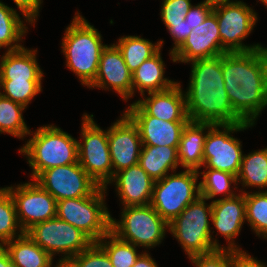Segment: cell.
Returning <instances> with one entry per match:
<instances>
[{"instance_id": "cell-11", "label": "cell", "mask_w": 267, "mask_h": 267, "mask_svg": "<svg viewBox=\"0 0 267 267\" xmlns=\"http://www.w3.org/2000/svg\"><path fill=\"white\" fill-rule=\"evenodd\" d=\"M254 126L252 123L215 124L207 130L203 149V166L237 176L243 158L241 141L231 135ZM222 128V130L220 129ZM231 132V133H230Z\"/></svg>"}, {"instance_id": "cell-6", "label": "cell", "mask_w": 267, "mask_h": 267, "mask_svg": "<svg viewBox=\"0 0 267 267\" xmlns=\"http://www.w3.org/2000/svg\"><path fill=\"white\" fill-rule=\"evenodd\" d=\"M105 187L91 195L57 201L56 217L81 230L93 242L111 231V215L105 205Z\"/></svg>"}, {"instance_id": "cell-41", "label": "cell", "mask_w": 267, "mask_h": 267, "mask_svg": "<svg viewBox=\"0 0 267 267\" xmlns=\"http://www.w3.org/2000/svg\"><path fill=\"white\" fill-rule=\"evenodd\" d=\"M17 8L22 12L23 17L26 18V22L33 25L36 22V18L39 14V9L42 0H13Z\"/></svg>"}, {"instance_id": "cell-31", "label": "cell", "mask_w": 267, "mask_h": 267, "mask_svg": "<svg viewBox=\"0 0 267 267\" xmlns=\"http://www.w3.org/2000/svg\"><path fill=\"white\" fill-rule=\"evenodd\" d=\"M96 243L107 253L113 267H132L141 255L137 254V246L119 239L111 231Z\"/></svg>"}, {"instance_id": "cell-20", "label": "cell", "mask_w": 267, "mask_h": 267, "mask_svg": "<svg viewBox=\"0 0 267 267\" xmlns=\"http://www.w3.org/2000/svg\"><path fill=\"white\" fill-rule=\"evenodd\" d=\"M246 220V204L244 192L231 198L212 201L211 222L218 233L228 241L227 249L240 250L234 239L239 235Z\"/></svg>"}, {"instance_id": "cell-3", "label": "cell", "mask_w": 267, "mask_h": 267, "mask_svg": "<svg viewBox=\"0 0 267 267\" xmlns=\"http://www.w3.org/2000/svg\"><path fill=\"white\" fill-rule=\"evenodd\" d=\"M76 14L65 30L62 52L66 66L79 77L82 85L89 86L96 78L100 56L107 45L102 43L99 31L80 13Z\"/></svg>"}, {"instance_id": "cell-8", "label": "cell", "mask_w": 267, "mask_h": 267, "mask_svg": "<svg viewBox=\"0 0 267 267\" xmlns=\"http://www.w3.org/2000/svg\"><path fill=\"white\" fill-rule=\"evenodd\" d=\"M121 221L111 218V232L135 246L153 248L159 245L169 224L149 204L123 207Z\"/></svg>"}, {"instance_id": "cell-4", "label": "cell", "mask_w": 267, "mask_h": 267, "mask_svg": "<svg viewBox=\"0 0 267 267\" xmlns=\"http://www.w3.org/2000/svg\"><path fill=\"white\" fill-rule=\"evenodd\" d=\"M32 138L20 148L26 155L32 168V179H36L44 170L78 162V140L61 128L47 125L37 129Z\"/></svg>"}, {"instance_id": "cell-13", "label": "cell", "mask_w": 267, "mask_h": 267, "mask_svg": "<svg viewBox=\"0 0 267 267\" xmlns=\"http://www.w3.org/2000/svg\"><path fill=\"white\" fill-rule=\"evenodd\" d=\"M5 188L13 198L18 223L24 233L36 223L56 217L57 200L34 180Z\"/></svg>"}, {"instance_id": "cell-38", "label": "cell", "mask_w": 267, "mask_h": 267, "mask_svg": "<svg viewBox=\"0 0 267 267\" xmlns=\"http://www.w3.org/2000/svg\"><path fill=\"white\" fill-rule=\"evenodd\" d=\"M196 267H230L231 249H217L208 254L189 257Z\"/></svg>"}, {"instance_id": "cell-46", "label": "cell", "mask_w": 267, "mask_h": 267, "mask_svg": "<svg viewBox=\"0 0 267 267\" xmlns=\"http://www.w3.org/2000/svg\"><path fill=\"white\" fill-rule=\"evenodd\" d=\"M206 1L212 3L213 5L218 4V3L230 2V0H206Z\"/></svg>"}, {"instance_id": "cell-24", "label": "cell", "mask_w": 267, "mask_h": 267, "mask_svg": "<svg viewBox=\"0 0 267 267\" xmlns=\"http://www.w3.org/2000/svg\"><path fill=\"white\" fill-rule=\"evenodd\" d=\"M159 50L150 59L145 60L132 73L133 95L137 89L144 97V92H160L170 89L177 82L164 78L165 64Z\"/></svg>"}, {"instance_id": "cell-27", "label": "cell", "mask_w": 267, "mask_h": 267, "mask_svg": "<svg viewBox=\"0 0 267 267\" xmlns=\"http://www.w3.org/2000/svg\"><path fill=\"white\" fill-rule=\"evenodd\" d=\"M163 40L153 44L139 36H123L115 44L121 51L125 64L133 73L145 60L150 59L162 48Z\"/></svg>"}, {"instance_id": "cell-45", "label": "cell", "mask_w": 267, "mask_h": 267, "mask_svg": "<svg viewBox=\"0 0 267 267\" xmlns=\"http://www.w3.org/2000/svg\"><path fill=\"white\" fill-rule=\"evenodd\" d=\"M55 267H75L70 261H60Z\"/></svg>"}, {"instance_id": "cell-32", "label": "cell", "mask_w": 267, "mask_h": 267, "mask_svg": "<svg viewBox=\"0 0 267 267\" xmlns=\"http://www.w3.org/2000/svg\"><path fill=\"white\" fill-rule=\"evenodd\" d=\"M203 180L200 181V196L206 200L213 199L218 194H223L224 198H231L236 196L235 192L232 191L231 184L237 183V176L232 173L216 170L207 169L203 171Z\"/></svg>"}, {"instance_id": "cell-9", "label": "cell", "mask_w": 267, "mask_h": 267, "mask_svg": "<svg viewBox=\"0 0 267 267\" xmlns=\"http://www.w3.org/2000/svg\"><path fill=\"white\" fill-rule=\"evenodd\" d=\"M93 115H83L81 141H78V162L100 187H105L113 178V167L108 145V130H102L93 120Z\"/></svg>"}, {"instance_id": "cell-23", "label": "cell", "mask_w": 267, "mask_h": 267, "mask_svg": "<svg viewBox=\"0 0 267 267\" xmlns=\"http://www.w3.org/2000/svg\"><path fill=\"white\" fill-rule=\"evenodd\" d=\"M213 125L212 123L192 121L186 124L177 149L179 164L183 168L199 171V168L202 167L203 149L207 136L205 130H209Z\"/></svg>"}, {"instance_id": "cell-7", "label": "cell", "mask_w": 267, "mask_h": 267, "mask_svg": "<svg viewBox=\"0 0 267 267\" xmlns=\"http://www.w3.org/2000/svg\"><path fill=\"white\" fill-rule=\"evenodd\" d=\"M198 176L197 170L186 169L155 181L150 205L168 224L200 197Z\"/></svg>"}, {"instance_id": "cell-14", "label": "cell", "mask_w": 267, "mask_h": 267, "mask_svg": "<svg viewBox=\"0 0 267 267\" xmlns=\"http://www.w3.org/2000/svg\"><path fill=\"white\" fill-rule=\"evenodd\" d=\"M34 181L57 201L86 197L99 187L79 162L44 170Z\"/></svg>"}, {"instance_id": "cell-29", "label": "cell", "mask_w": 267, "mask_h": 267, "mask_svg": "<svg viewBox=\"0 0 267 267\" xmlns=\"http://www.w3.org/2000/svg\"><path fill=\"white\" fill-rule=\"evenodd\" d=\"M27 29L17 11L0 1V49L6 47L7 51H14L22 48L23 45L18 43Z\"/></svg>"}, {"instance_id": "cell-19", "label": "cell", "mask_w": 267, "mask_h": 267, "mask_svg": "<svg viewBox=\"0 0 267 267\" xmlns=\"http://www.w3.org/2000/svg\"><path fill=\"white\" fill-rule=\"evenodd\" d=\"M115 182L117 195L124 207L145 206L151 203L155 181L140 164L116 172L110 181Z\"/></svg>"}, {"instance_id": "cell-1", "label": "cell", "mask_w": 267, "mask_h": 267, "mask_svg": "<svg viewBox=\"0 0 267 267\" xmlns=\"http://www.w3.org/2000/svg\"><path fill=\"white\" fill-rule=\"evenodd\" d=\"M224 89L233 110L248 123L267 106V48L222 55Z\"/></svg>"}, {"instance_id": "cell-16", "label": "cell", "mask_w": 267, "mask_h": 267, "mask_svg": "<svg viewBox=\"0 0 267 267\" xmlns=\"http://www.w3.org/2000/svg\"><path fill=\"white\" fill-rule=\"evenodd\" d=\"M108 145L116 172L139 163L142 142L137 126L125 114L108 129Z\"/></svg>"}, {"instance_id": "cell-42", "label": "cell", "mask_w": 267, "mask_h": 267, "mask_svg": "<svg viewBox=\"0 0 267 267\" xmlns=\"http://www.w3.org/2000/svg\"><path fill=\"white\" fill-rule=\"evenodd\" d=\"M230 267H267L265 263L251 257L245 251L231 250Z\"/></svg>"}, {"instance_id": "cell-12", "label": "cell", "mask_w": 267, "mask_h": 267, "mask_svg": "<svg viewBox=\"0 0 267 267\" xmlns=\"http://www.w3.org/2000/svg\"><path fill=\"white\" fill-rule=\"evenodd\" d=\"M219 26L221 47L225 52H247L262 47L260 44L246 46L244 40L257 22V13L242 1L218 3L212 11Z\"/></svg>"}, {"instance_id": "cell-5", "label": "cell", "mask_w": 267, "mask_h": 267, "mask_svg": "<svg viewBox=\"0 0 267 267\" xmlns=\"http://www.w3.org/2000/svg\"><path fill=\"white\" fill-rule=\"evenodd\" d=\"M205 200L200 196L169 223L170 233L180 242L188 257L226 249L212 238L208 220L212 216V202L208 205Z\"/></svg>"}, {"instance_id": "cell-40", "label": "cell", "mask_w": 267, "mask_h": 267, "mask_svg": "<svg viewBox=\"0 0 267 267\" xmlns=\"http://www.w3.org/2000/svg\"><path fill=\"white\" fill-rule=\"evenodd\" d=\"M166 28L169 30L172 38L174 39V47L170 51V55L172 57V61L174 62L173 52H175L185 41L188 35L191 33L192 29H190L188 25V21L184 20L182 23L178 24H165Z\"/></svg>"}, {"instance_id": "cell-22", "label": "cell", "mask_w": 267, "mask_h": 267, "mask_svg": "<svg viewBox=\"0 0 267 267\" xmlns=\"http://www.w3.org/2000/svg\"><path fill=\"white\" fill-rule=\"evenodd\" d=\"M36 51L25 47L6 51L0 57V80L41 81L43 72L37 63Z\"/></svg>"}, {"instance_id": "cell-34", "label": "cell", "mask_w": 267, "mask_h": 267, "mask_svg": "<svg viewBox=\"0 0 267 267\" xmlns=\"http://www.w3.org/2000/svg\"><path fill=\"white\" fill-rule=\"evenodd\" d=\"M17 229H20L19 234L16 232ZM23 234L18 223L13 198L5 187L0 188V245L3 246L6 242L21 237Z\"/></svg>"}, {"instance_id": "cell-37", "label": "cell", "mask_w": 267, "mask_h": 267, "mask_svg": "<svg viewBox=\"0 0 267 267\" xmlns=\"http://www.w3.org/2000/svg\"><path fill=\"white\" fill-rule=\"evenodd\" d=\"M191 0H163L161 18L164 24H178L185 20L191 8Z\"/></svg>"}, {"instance_id": "cell-30", "label": "cell", "mask_w": 267, "mask_h": 267, "mask_svg": "<svg viewBox=\"0 0 267 267\" xmlns=\"http://www.w3.org/2000/svg\"><path fill=\"white\" fill-rule=\"evenodd\" d=\"M23 105L5 98L0 94V134L7 133L22 138L29 135L30 129L25 124L22 111Z\"/></svg>"}, {"instance_id": "cell-25", "label": "cell", "mask_w": 267, "mask_h": 267, "mask_svg": "<svg viewBox=\"0 0 267 267\" xmlns=\"http://www.w3.org/2000/svg\"><path fill=\"white\" fill-rule=\"evenodd\" d=\"M139 164L154 181L163 179L170 169L175 172L179 165L177 148L142 145Z\"/></svg>"}, {"instance_id": "cell-17", "label": "cell", "mask_w": 267, "mask_h": 267, "mask_svg": "<svg viewBox=\"0 0 267 267\" xmlns=\"http://www.w3.org/2000/svg\"><path fill=\"white\" fill-rule=\"evenodd\" d=\"M137 126L142 145L178 149L182 131L189 121H165L148 115L136 102L124 112Z\"/></svg>"}, {"instance_id": "cell-35", "label": "cell", "mask_w": 267, "mask_h": 267, "mask_svg": "<svg viewBox=\"0 0 267 267\" xmlns=\"http://www.w3.org/2000/svg\"><path fill=\"white\" fill-rule=\"evenodd\" d=\"M41 81L0 80V94L12 101L27 107L30 101L42 91Z\"/></svg>"}, {"instance_id": "cell-21", "label": "cell", "mask_w": 267, "mask_h": 267, "mask_svg": "<svg viewBox=\"0 0 267 267\" xmlns=\"http://www.w3.org/2000/svg\"><path fill=\"white\" fill-rule=\"evenodd\" d=\"M179 83L170 89L148 93L135 101L148 115L165 121H190L186 111V96Z\"/></svg>"}, {"instance_id": "cell-18", "label": "cell", "mask_w": 267, "mask_h": 267, "mask_svg": "<svg viewBox=\"0 0 267 267\" xmlns=\"http://www.w3.org/2000/svg\"><path fill=\"white\" fill-rule=\"evenodd\" d=\"M88 87L104 90L112 87L124 100L133 96L132 73L115 44L107 45L102 50L96 78Z\"/></svg>"}, {"instance_id": "cell-39", "label": "cell", "mask_w": 267, "mask_h": 267, "mask_svg": "<svg viewBox=\"0 0 267 267\" xmlns=\"http://www.w3.org/2000/svg\"><path fill=\"white\" fill-rule=\"evenodd\" d=\"M213 4L208 1H203L196 6H191L185 20L188 21L190 29H193L204 22V20L213 11Z\"/></svg>"}, {"instance_id": "cell-26", "label": "cell", "mask_w": 267, "mask_h": 267, "mask_svg": "<svg viewBox=\"0 0 267 267\" xmlns=\"http://www.w3.org/2000/svg\"><path fill=\"white\" fill-rule=\"evenodd\" d=\"M3 246L16 267H52L53 257L25 233Z\"/></svg>"}, {"instance_id": "cell-15", "label": "cell", "mask_w": 267, "mask_h": 267, "mask_svg": "<svg viewBox=\"0 0 267 267\" xmlns=\"http://www.w3.org/2000/svg\"><path fill=\"white\" fill-rule=\"evenodd\" d=\"M225 53L221 47L217 17L211 12L203 23L192 29L183 44L173 52V57L176 63H190Z\"/></svg>"}, {"instance_id": "cell-10", "label": "cell", "mask_w": 267, "mask_h": 267, "mask_svg": "<svg viewBox=\"0 0 267 267\" xmlns=\"http://www.w3.org/2000/svg\"><path fill=\"white\" fill-rule=\"evenodd\" d=\"M25 234L52 257L64 254L60 261H70L93 243L81 230L58 217L36 223Z\"/></svg>"}, {"instance_id": "cell-44", "label": "cell", "mask_w": 267, "mask_h": 267, "mask_svg": "<svg viewBox=\"0 0 267 267\" xmlns=\"http://www.w3.org/2000/svg\"><path fill=\"white\" fill-rule=\"evenodd\" d=\"M0 267H16L11 261L8 251L0 245Z\"/></svg>"}, {"instance_id": "cell-47", "label": "cell", "mask_w": 267, "mask_h": 267, "mask_svg": "<svg viewBox=\"0 0 267 267\" xmlns=\"http://www.w3.org/2000/svg\"><path fill=\"white\" fill-rule=\"evenodd\" d=\"M267 7V0H260Z\"/></svg>"}, {"instance_id": "cell-2", "label": "cell", "mask_w": 267, "mask_h": 267, "mask_svg": "<svg viewBox=\"0 0 267 267\" xmlns=\"http://www.w3.org/2000/svg\"><path fill=\"white\" fill-rule=\"evenodd\" d=\"M186 96L190 121L212 124H239L245 121L233 110L222 74V55L191 62Z\"/></svg>"}, {"instance_id": "cell-43", "label": "cell", "mask_w": 267, "mask_h": 267, "mask_svg": "<svg viewBox=\"0 0 267 267\" xmlns=\"http://www.w3.org/2000/svg\"><path fill=\"white\" fill-rule=\"evenodd\" d=\"M132 267H158V265L147 252H144L138 257Z\"/></svg>"}, {"instance_id": "cell-33", "label": "cell", "mask_w": 267, "mask_h": 267, "mask_svg": "<svg viewBox=\"0 0 267 267\" xmlns=\"http://www.w3.org/2000/svg\"><path fill=\"white\" fill-rule=\"evenodd\" d=\"M244 192L246 221L259 236L267 238V191Z\"/></svg>"}, {"instance_id": "cell-36", "label": "cell", "mask_w": 267, "mask_h": 267, "mask_svg": "<svg viewBox=\"0 0 267 267\" xmlns=\"http://www.w3.org/2000/svg\"><path fill=\"white\" fill-rule=\"evenodd\" d=\"M70 262L75 267H113L107 253L96 242L74 256Z\"/></svg>"}, {"instance_id": "cell-28", "label": "cell", "mask_w": 267, "mask_h": 267, "mask_svg": "<svg viewBox=\"0 0 267 267\" xmlns=\"http://www.w3.org/2000/svg\"><path fill=\"white\" fill-rule=\"evenodd\" d=\"M241 182L243 187H267V148L243 155L237 175V183Z\"/></svg>"}]
</instances>
